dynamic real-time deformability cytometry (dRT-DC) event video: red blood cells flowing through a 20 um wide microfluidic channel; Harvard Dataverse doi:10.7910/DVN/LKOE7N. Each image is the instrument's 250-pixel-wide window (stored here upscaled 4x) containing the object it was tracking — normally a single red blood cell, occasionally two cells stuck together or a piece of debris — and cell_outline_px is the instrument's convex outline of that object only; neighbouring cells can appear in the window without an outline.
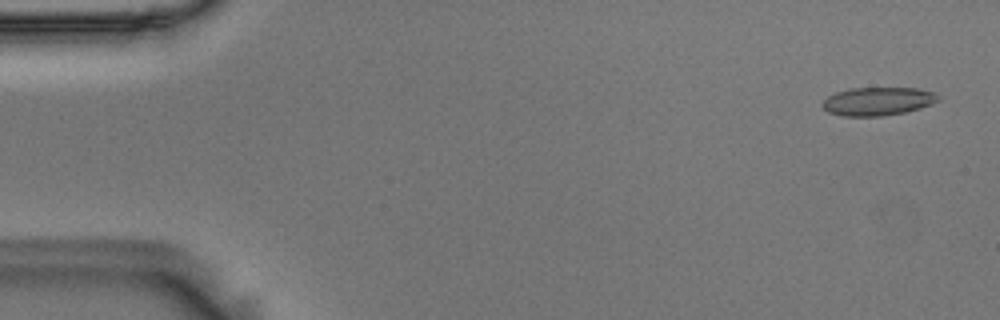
{"species": "Egyptian fruit bat (a non-hibernating species)", "species_latin": "Rousettus aegyptiacus", "temperature_condition": "room temperature", "stored_images_in_passage": 13, "camera_frame_rate_fps": 3000, "um_per_image_px": 0.085, "animal": {"sex": "male"}, "frame": {"image": 1, "passage_image": 3, "time_ms": 0.667, "image_size_px": [1000, 320], "cell_outline_px": [[940, 100], [920, 108], [904, 112], [880, 116], [844, 116], [828, 112], [820, 104], [828, 96], [836, 92], [852, 88], [916, 88], [936, 92], [940, 96]], "centroid_in_image_um": [74.62, 8.6], "position_along_channel_um": 10.4, "area_um2": 19.07}}